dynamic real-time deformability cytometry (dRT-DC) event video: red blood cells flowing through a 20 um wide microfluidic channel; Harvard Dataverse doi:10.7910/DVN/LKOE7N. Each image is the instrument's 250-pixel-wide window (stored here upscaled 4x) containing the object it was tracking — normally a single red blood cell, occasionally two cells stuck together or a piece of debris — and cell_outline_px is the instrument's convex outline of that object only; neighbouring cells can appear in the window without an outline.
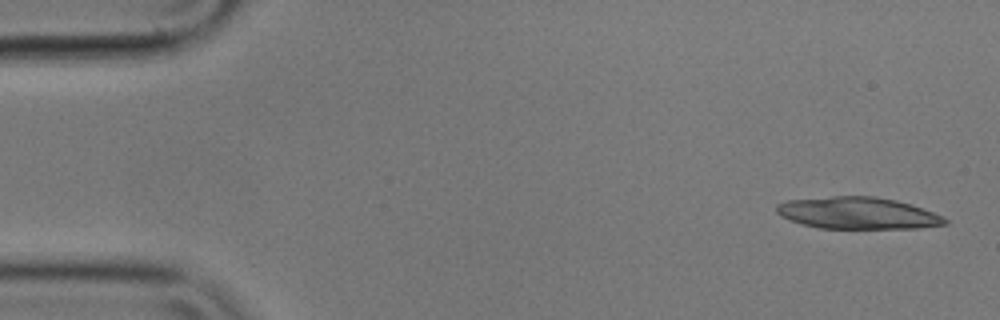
{"species": "common noctule bat (a hibernating species)", "species_latin": "Nyctalus noctula", "temperature_condition": "cold", "stored_images_in_passage": 5, "camera_frame_rate_fps": 3000, "um_per_image_px": 0.085, "animal": {"sex": "male", "body_mass_g": 17.9}, "frame": {"image": 1, "passage_image": 1, "time_ms": 0.0, "image_size_px": [1000, 320], "cell_outline_px": [[948, 224], [920, 228], [820, 228], [800, 224], [788, 220], [780, 216], [776, 212], [776, 204], [788, 200], [832, 196], [876, 196], [896, 200], [912, 204], [944, 216], [948, 220]], "centroid_in_image_um": [72.91, 18.11], "position_along_channel_um": 12.1, "area_um2": 31.56}}